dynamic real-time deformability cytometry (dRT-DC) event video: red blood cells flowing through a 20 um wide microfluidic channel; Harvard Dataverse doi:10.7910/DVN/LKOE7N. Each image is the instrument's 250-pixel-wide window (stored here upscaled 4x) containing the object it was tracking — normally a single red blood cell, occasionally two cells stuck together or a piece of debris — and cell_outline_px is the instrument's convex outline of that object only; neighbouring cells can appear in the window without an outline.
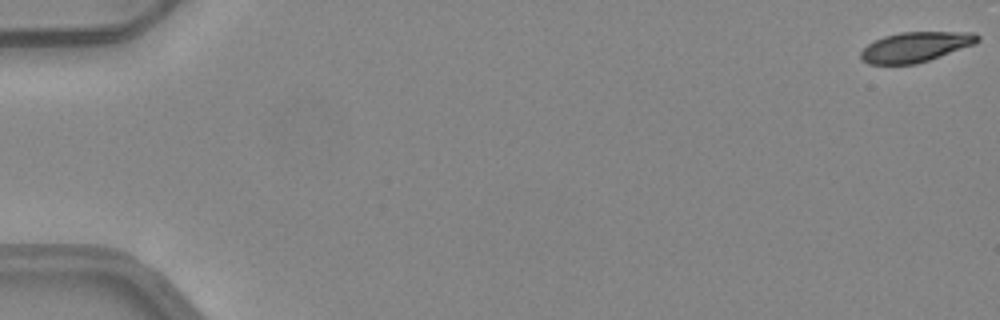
{"species": "common noctule bat (a hibernating species)", "species_latin": "Nyctalus noctula", "temperature_condition": "warm", "stored_images_in_passage": 51, "camera_frame_rate_fps": 3000, "um_per_image_px": 0.085, "animal": {"sex": "female", "body_mass_g": 24.6, "forearm_length_mm": 56.2}, "frame": {"image": 1, "passage_image": 1, "time_ms": 0.0, "image_size_px": [1000, 320], "cell_outline_px": [[980, 40], [976, 44], [916, 64], [868, 64], [860, 60], [860, 52], [868, 44], [884, 36], [900, 32], [976, 32], [980, 36]], "centroid_in_image_um": [77.83, 3.98], "position_along_channel_um": 7.2, "area_um2": 20.52}}
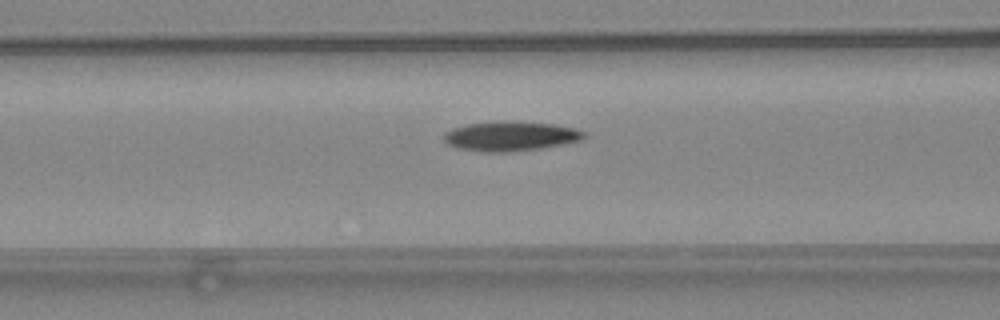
{"frame": {"image": 2, "passage_image": 22, "time_ms": 7.0, "image_size_px": [1000, 320], "cell_outline_px": [[588, 136], [584, 140], [540, 148], [508, 152], [484, 152], [456, 148], [444, 144], [444, 132], [452, 128], [468, 124], [556, 124], [576, 128], [584, 132]], "centroid_in_image_um": [43.4, 11.63], "position_along_channel_um": 123.2, "area_um2": 23.29}}
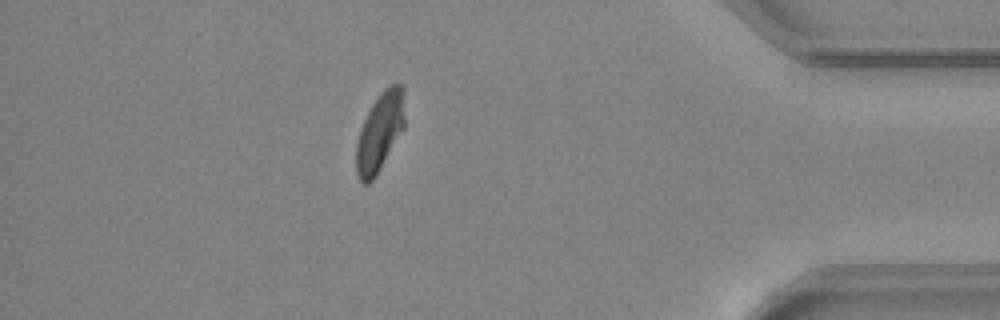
{"frame": {"image": 3, "passage_image": 45, "time_ms": 14.667, "image_size_px": [1000, 320], "cell_outline_px": [[404, 128], [380, 168], [372, 180], [368, 184], [360, 184], [356, 172], [356, 144], [360, 128], [372, 104], [380, 92], [384, 88], [392, 84], [400, 84], [404, 88]], "centroid_in_image_um": [32.27, 11.22], "position_along_channel_um": 402.9, "area_um2": 22.2}, "authors_computed_cell_mechanics": {"area_um2": 23.0044, "velocity_mm_per_s": 4.1542, "shape_relaxation_time_tau1_ms": 6.1303, "shape_relaxation_time_tau2_ms": 9.9324, "deformation_change_tau1": 0.186, "deformation_change_tau2": 0.1664}}